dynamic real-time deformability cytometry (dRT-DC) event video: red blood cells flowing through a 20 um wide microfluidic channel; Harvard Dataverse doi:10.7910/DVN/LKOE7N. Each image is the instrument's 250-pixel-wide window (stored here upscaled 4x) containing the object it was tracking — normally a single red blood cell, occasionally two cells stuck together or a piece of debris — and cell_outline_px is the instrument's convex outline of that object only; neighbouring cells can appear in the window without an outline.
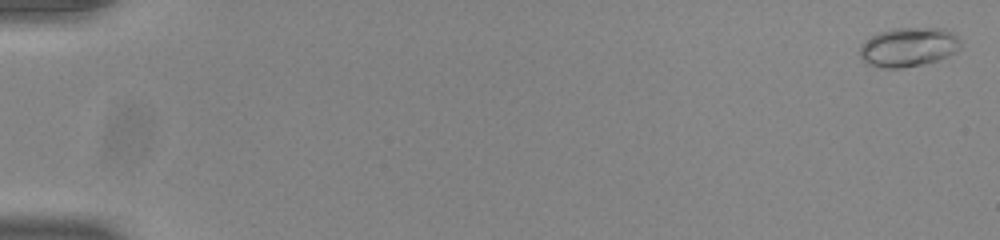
{"species": "common noctule bat (a hibernating species)", "species_latin": "Nyctalus noctula", "temperature_condition": "room temperature", "stored_images_in_passage": 10, "camera_frame_rate_fps": 3000, "um_per_image_px": 0.085, "animal": {"sex": "male", "body_mass_g": 20.0, "forearm_length_mm": 53.3}, "frame": {"image": 1, "passage_image": 2, "time_ms": 0.333, "image_size_px": [1000, 240], "cell_outline_px": [[960, 48], [956, 52], [936, 60], [920, 64], [900, 68], [884, 68], [868, 64], [860, 56], [860, 44], [872, 36], [880, 32], [892, 28], [944, 28], [956, 32], [960, 40]], "centroid_in_image_um": [77.24, 3.98], "position_along_channel_um": 7.8, "area_um2": 23.0}}